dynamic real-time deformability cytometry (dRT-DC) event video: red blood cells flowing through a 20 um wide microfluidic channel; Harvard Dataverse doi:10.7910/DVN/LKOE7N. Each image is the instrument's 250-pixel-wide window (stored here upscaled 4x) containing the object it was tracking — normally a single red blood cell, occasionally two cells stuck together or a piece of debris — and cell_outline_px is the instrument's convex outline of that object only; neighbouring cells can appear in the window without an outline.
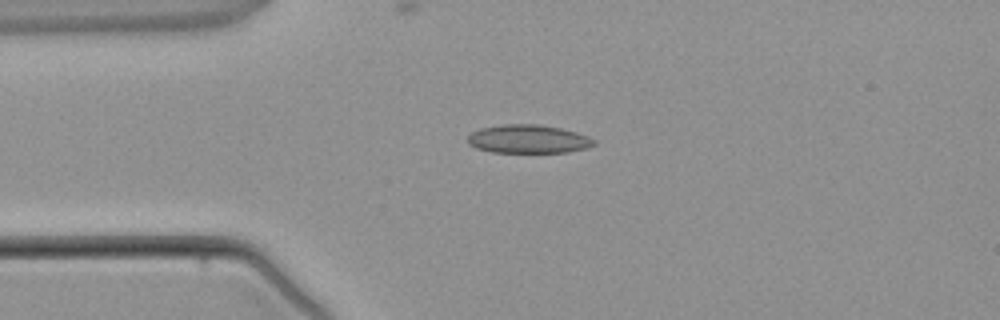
{"species": "common noctule bat (a hibernating species)", "species_latin": "Nyctalus noctula", "temperature_condition": "warm", "stored_images_in_passage": 2, "camera_frame_rate_fps": 3000, "um_per_image_px": 0.085, "animal": {"sex": "male", "body_mass_g": 21.5, "forearm_length_mm": 52.0}, "frame": {"image": 1, "passage_image": 2, "time_ms": 2.0, "image_size_px": [1000, 320], "cell_outline_px": [[596, 144], [584, 148], [568, 152], [492, 152], [476, 148], [468, 144], [468, 136], [472, 132], [480, 128], [504, 124], [536, 124], [560, 128], [576, 132], [588, 136], [596, 140]], "centroid_in_image_um": [44.89, 11.81], "position_along_channel_um": 40.1, "area_um2": 20.87}}